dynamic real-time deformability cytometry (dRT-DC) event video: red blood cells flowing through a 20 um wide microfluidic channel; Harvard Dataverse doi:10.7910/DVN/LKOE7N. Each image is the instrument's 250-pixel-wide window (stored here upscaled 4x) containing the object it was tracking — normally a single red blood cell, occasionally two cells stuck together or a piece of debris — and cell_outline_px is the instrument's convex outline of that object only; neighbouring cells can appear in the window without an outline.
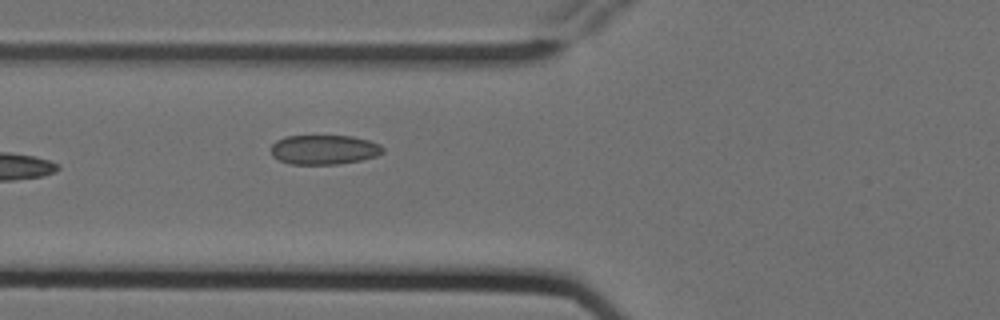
{"species": "Egyptian fruit bat (a non-hibernating species)", "species_latin": "Rousettus aegyptiacus", "temperature_condition": "cold", "stored_images_in_passage": 6, "camera_frame_rate_fps": 3000, "um_per_image_px": 0.085, "animal": {"sex": "female"}, "frame": {"image": 1, "passage_image": 5, "time_ms": 1.333, "image_size_px": [1000, 320], "cell_outline_px": [[384, 152], [376, 156], [360, 160], [336, 164], [288, 164], [272, 156], [272, 144], [276, 140], [284, 136], [352, 136], [368, 140], [380, 144], [384, 148]], "centroid_in_image_um": [27.54, 12.72], "position_along_channel_um": 98.3, "area_um2": 19.25}}